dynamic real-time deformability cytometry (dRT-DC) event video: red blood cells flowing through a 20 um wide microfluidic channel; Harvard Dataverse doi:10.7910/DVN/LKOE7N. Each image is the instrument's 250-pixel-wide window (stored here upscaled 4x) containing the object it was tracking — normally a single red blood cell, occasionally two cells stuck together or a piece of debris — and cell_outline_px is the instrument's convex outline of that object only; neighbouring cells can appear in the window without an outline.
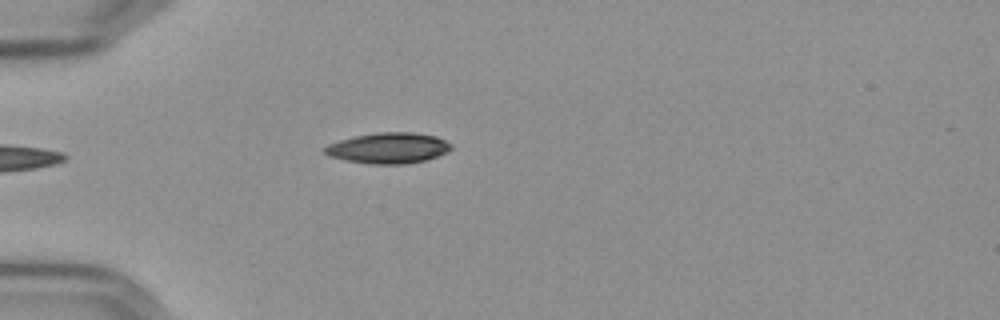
{"species": "Egyptian fruit bat (a non-hibernating species)", "species_latin": "Rousettus aegyptiacus", "temperature_condition": "cold", "stored_images_in_passage": 34, "camera_frame_rate_fps": 3000, "um_per_image_px": 0.085, "frame": {"image": 1, "passage_image": 1, "time_ms": 0.0, "image_size_px": [1000, 320], "cell_outline_px": [[452, 148], [448, 152], [424, 160], [404, 164], [368, 164], [328, 156], [324, 152], [324, 148], [328, 144], [340, 140], [356, 136], [376, 132], [412, 132], [436, 136], [452, 144]], "centroid_in_image_um": [33.02, 12.58], "position_along_channel_um": 52.0, "area_um2": 22.54}}
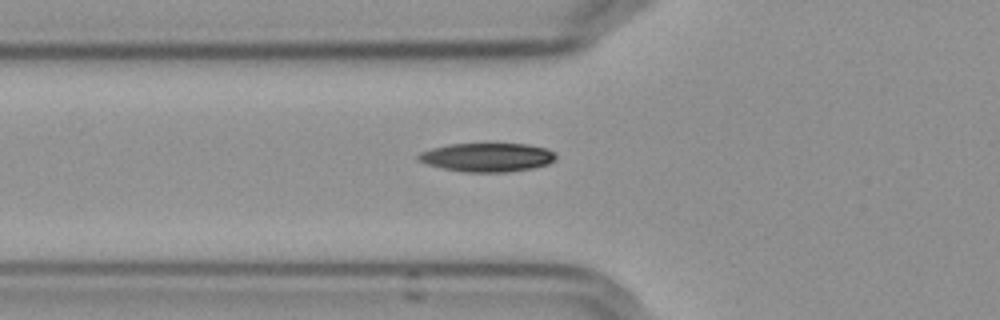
{"frame": {"image": 2, "passage_image": 5, "time_ms": 1.333, "image_size_px": [1000, 320], "cell_outline_px": [[556, 160], [548, 164], [532, 168], [508, 172], [464, 172], [444, 168], [428, 164], [416, 160], [416, 156], [420, 152], [432, 148], [448, 144], [528, 144], [548, 148], [556, 152]], "centroid_in_image_um": [41.44, 13.37], "position_along_channel_um": 84.4, "area_um2": 23.18}}
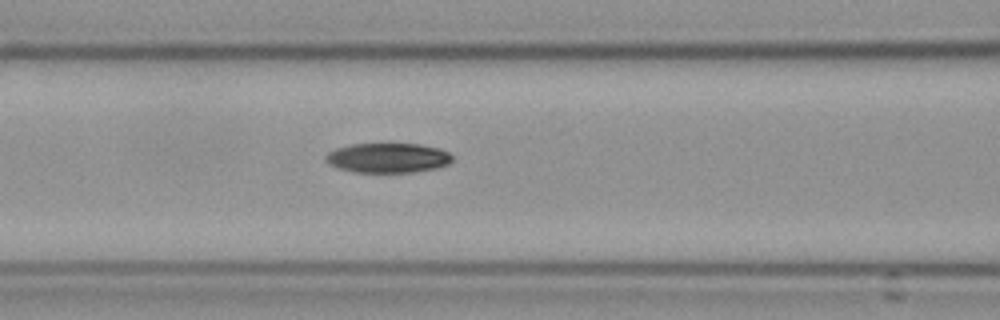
{"frame": {"image": 3, "passage_image": 9, "time_ms": 2.667, "image_size_px": [1000, 320], "cell_outline_px": [[452, 160], [448, 164], [436, 168], [412, 172], [352, 172], [336, 168], [328, 164], [324, 160], [324, 156], [328, 152], [336, 148], [352, 144], [420, 144], [440, 148], [448, 152], [452, 156]], "centroid_in_image_um": [32.93, 13.42], "position_along_channel_um": 133.7, "area_um2": 22.08}, "authors_computed_cell_mechanics": {"area_um2": 22.542, "velocity_mm_per_s": 3.6134, "shape_relaxation_time_tau1_ms": 5.3454, "shape_relaxation_time_tau2_ms": null, "deformation_change_tau1": 0.1746, "deformation_change_tau2": null}}